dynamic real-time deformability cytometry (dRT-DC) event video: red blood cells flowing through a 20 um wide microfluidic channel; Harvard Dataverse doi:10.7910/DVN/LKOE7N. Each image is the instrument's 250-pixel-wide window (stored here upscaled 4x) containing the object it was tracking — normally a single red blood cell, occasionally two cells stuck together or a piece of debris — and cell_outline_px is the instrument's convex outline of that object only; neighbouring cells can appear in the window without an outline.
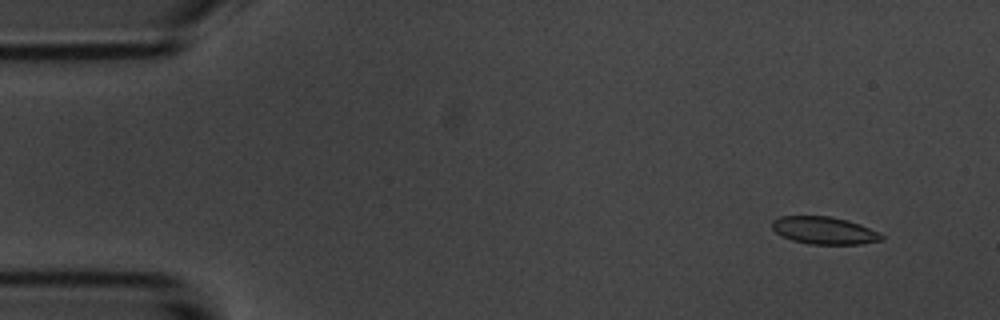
{"species": "common noctule bat (a hibernating species)", "species_latin": "Nyctalus noctula", "temperature_condition": "room temperature", "stored_images_in_passage": 8, "camera_frame_rate_fps": 3000, "um_per_image_px": 0.085, "animal": {"sex": "male", "body_mass_g": 20.1, "forearm_length_mm": 53.5}, "frame": {"image": 1, "passage_image": 2, "time_ms": 1.333, "image_size_px": [1000, 320], "cell_outline_px": [[884, 240], [860, 244], [808, 244], [792, 240], [776, 232], [772, 228], [772, 220], [780, 216], [832, 216], [848, 220], [860, 224], [884, 236]], "centroid_in_image_um": [70.05, 19.58], "position_along_channel_um": 15.0, "area_um2": 17.46}}
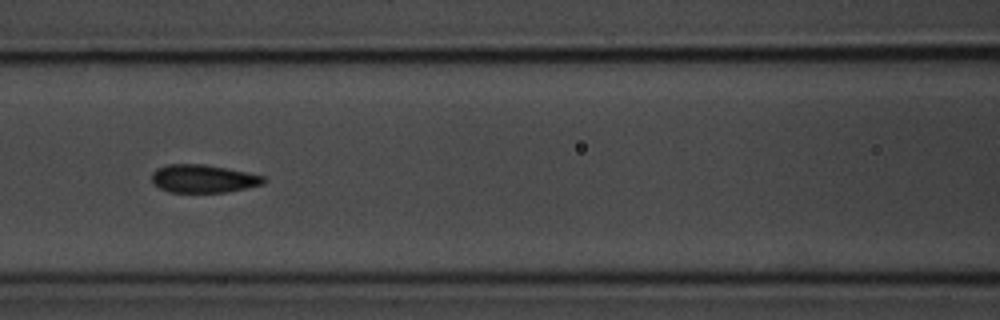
{"frame": {"image": 2, "passage_image": 7, "time_ms": 7.667, "image_size_px": [1000, 320], "cell_outline_px": [[264, 184], [228, 192], [168, 192], [152, 184], [152, 172], [156, 168], [168, 164], [204, 164], [264, 176]], "centroid_in_image_um": [17.22, 15.19], "position_along_channel_um": 149.4, "area_um2": 18.21}}
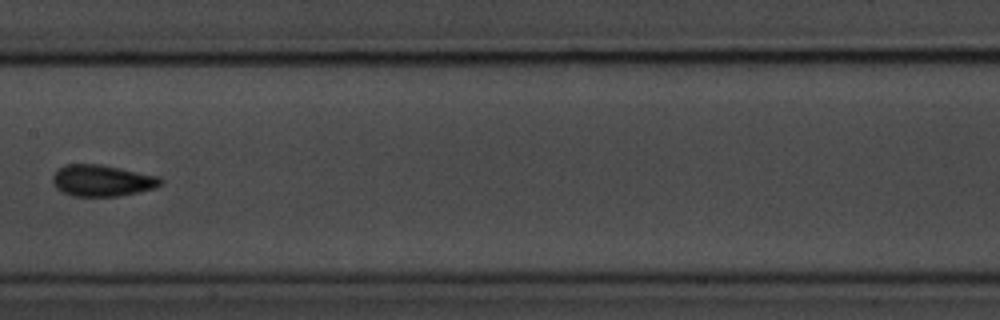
{"frame": {"image": 3, "passage_image": 8, "time_ms": 9.0, "image_size_px": [1000, 320], "cell_outline_px": [[164, 180], [156, 188], [116, 196], [72, 196], [56, 188], [52, 184], [52, 176], [64, 164], [100, 164], [160, 176]], "centroid_in_image_um": [8.68, 15.34], "position_along_channel_um": 198.7, "area_um2": 19.77}}